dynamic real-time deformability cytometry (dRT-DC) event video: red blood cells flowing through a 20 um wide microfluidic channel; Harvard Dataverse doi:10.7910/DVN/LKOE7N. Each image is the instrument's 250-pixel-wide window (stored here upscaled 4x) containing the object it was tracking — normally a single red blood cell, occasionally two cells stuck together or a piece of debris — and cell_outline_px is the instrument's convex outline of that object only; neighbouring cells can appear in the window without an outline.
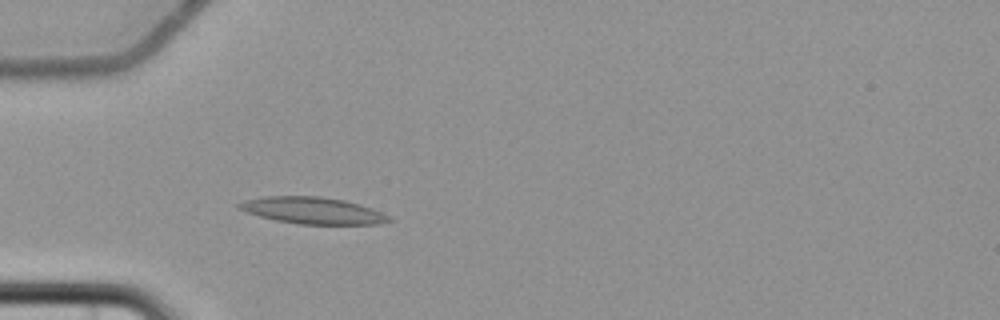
{"species": "common noctule bat (a hibernating species)", "species_latin": "Nyctalus noctula", "temperature_condition": "cold", "stored_images_in_passage": 5, "camera_frame_rate_fps": 3000, "um_per_image_px": 0.085, "animal": {"sex": "female", "body_mass_g": 22.7, "forearm_length_mm": 54.2}, "frame": {"image": 1, "passage_image": 5, "time_ms": 6.0, "image_size_px": [1000, 320], "cell_outline_px": [[396, 220], [380, 224], [300, 224], [276, 220], [260, 216], [236, 208], [236, 204], [244, 200], [264, 196], [320, 196], [344, 200], [360, 204], [372, 208]], "centroid_in_image_um": [26.59, 17.89], "position_along_channel_um": 58.4, "area_um2": 23.35}}